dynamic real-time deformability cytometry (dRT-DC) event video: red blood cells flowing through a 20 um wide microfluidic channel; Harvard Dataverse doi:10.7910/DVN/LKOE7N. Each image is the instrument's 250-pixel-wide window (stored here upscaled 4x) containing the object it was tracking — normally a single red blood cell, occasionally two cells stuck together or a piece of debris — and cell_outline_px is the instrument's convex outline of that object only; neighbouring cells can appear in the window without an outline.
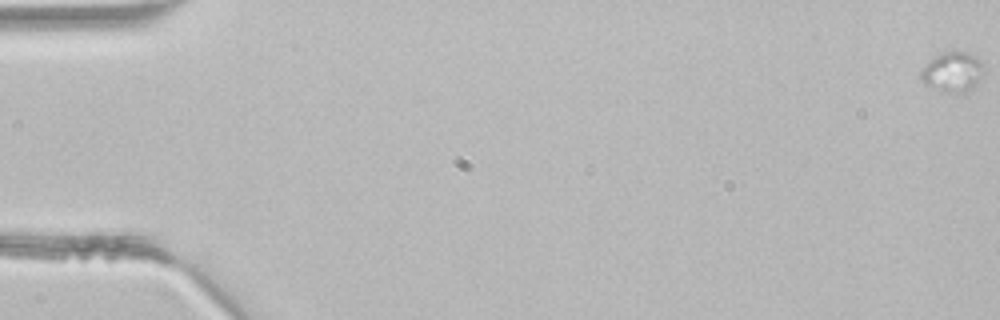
{"species": "common noctule bat (a hibernating species)", "species_latin": "Nyctalus noctula", "temperature_condition": "room temperature", "stored_images_in_passage": 5, "camera_frame_rate_fps": 3000, "um_per_image_px": 0.085, "animal": {"sex": "male", "body_mass_g": 21.5, "forearm_length_mm": 52.0}, "frame": {"image": 1, "passage_image": 1, "time_ms": 0.0, "image_size_px": [1000, 320], "cell_outline_px": [[984, 68], [976, 84], [972, 88], [964, 92], [944, 92], [924, 84], [920, 80], [920, 72], [936, 56], [944, 52], [968, 52], [980, 60], [984, 64]], "centroid_in_image_um": [80.97, 6.12], "position_along_channel_um": 4.0, "area_um2": 14.28}}